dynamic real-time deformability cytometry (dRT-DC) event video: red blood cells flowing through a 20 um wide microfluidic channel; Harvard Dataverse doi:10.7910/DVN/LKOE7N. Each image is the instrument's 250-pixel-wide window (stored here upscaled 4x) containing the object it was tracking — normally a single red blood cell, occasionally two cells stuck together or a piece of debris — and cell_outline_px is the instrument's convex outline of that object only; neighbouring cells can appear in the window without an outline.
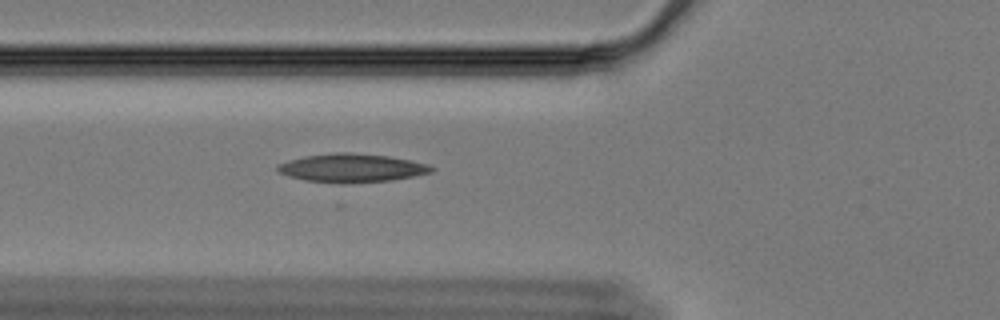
{"species": "Egyptian fruit bat (a non-hibernating species)", "species_latin": "Rousettus aegyptiacus", "temperature_condition": "cold", "stored_images_in_passage": 31, "camera_frame_rate_fps": 3000, "um_per_image_px": 0.085, "animal": {"sex": "female"}, "frame": {"image": 1, "passage_image": 10, "time_ms": 3.0, "image_size_px": [1000, 320], "cell_outline_px": [[436, 168], [432, 172], [392, 180], [308, 180], [288, 176], [280, 172], [276, 168], [276, 164], [288, 160], [304, 156], [336, 152], [352, 152], [388, 156], [412, 160], [428, 164]], "centroid_in_image_um": [29.92, 14.21], "position_along_channel_um": 95.9, "area_um2": 24.45}}
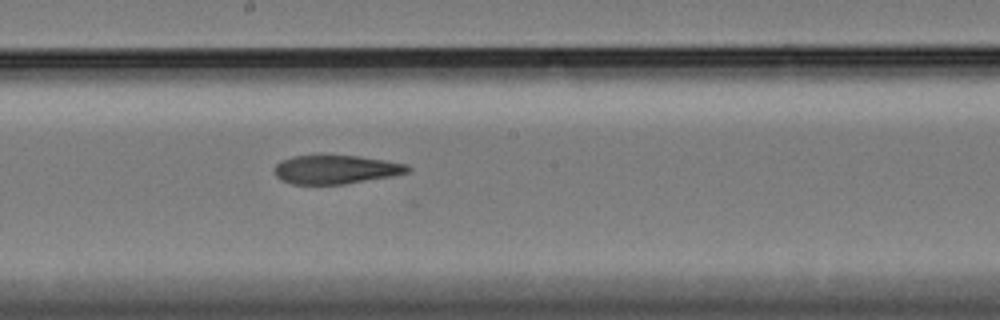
{"frame": {"image": 2, "passage_image": 21, "time_ms": 6.667, "image_size_px": [1000, 320], "cell_outline_px": [[412, 168], [408, 172], [392, 176], [344, 184], [292, 184], [280, 180], [276, 176], [276, 164], [280, 160], [292, 156], [320, 152], [360, 156], [408, 164]], "centroid_in_image_um": [28.51, 14.36], "position_along_channel_um": 219.7, "area_um2": 23.18}}
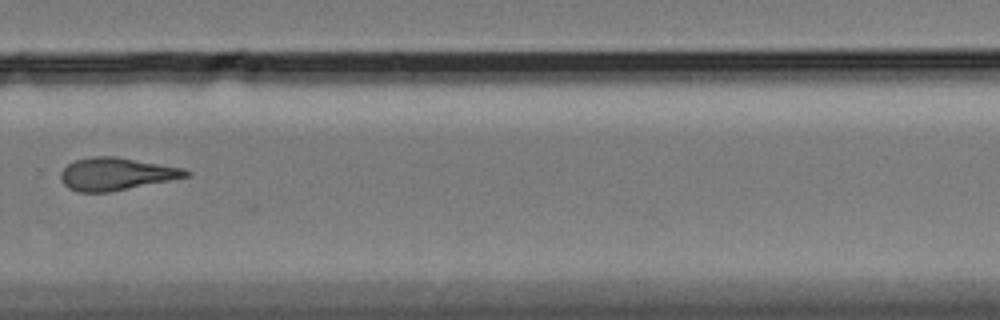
{"frame": {"image": 3, "passage_image": 30, "time_ms": 9.667, "image_size_px": [1000, 320], "cell_outline_px": [[192, 172], [188, 176], [108, 192], [80, 192], [68, 188], [60, 180], [60, 172], [68, 164], [76, 160], [92, 156], [116, 156], [184, 168]], "centroid_in_image_um": [9.84, 14.77], "position_along_channel_um": 320.0, "area_um2": 23.52}}